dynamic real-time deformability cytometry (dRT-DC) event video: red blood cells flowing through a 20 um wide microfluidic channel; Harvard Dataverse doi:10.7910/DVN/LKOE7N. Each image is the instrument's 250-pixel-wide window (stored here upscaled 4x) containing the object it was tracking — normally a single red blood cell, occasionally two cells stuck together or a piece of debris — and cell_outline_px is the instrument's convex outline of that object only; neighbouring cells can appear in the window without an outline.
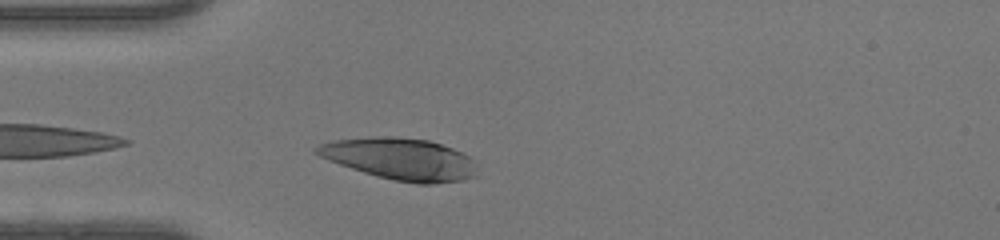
{"species": "human", "species_latin": "Homo sapiens", "temperature_condition": "warm", "stored_images_in_passage": 27, "camera_frame_rate_fps": 3000, "um_per_image_px": 0.085, "donor": {"sex": "female"}, "frame": {"image": 1, "passage_image": 2, "time_ms": 0.333, "image_size_px": [1000, 240], "cell_outline_px": [[476, 176], [464, 180], [432, 184], [416, 184], [396, 180], [364, 172], [328, 160], [312, 152], [312, 148], [320, 144], [336, 140], [376, 136], [384, 136], [428, 140], [464, 152], [476, 160]], "centroid_in_image_um": [34.06, 13.51], "position_along_channel_um": 50.9, "area_um2": 39.02}}
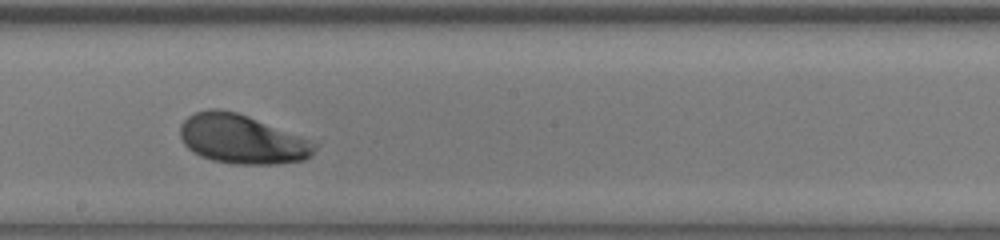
{"frame": {"image": 2, "passage_image": 15, "time_ms": 4.667, "image_size_px": [1000, 240], "cell_outline_px": [[320, 140], [312, 156], [304, 160], [276, 164], [232, 164], [212, 160], [200, 156], [192, 152], [184, 144], [180, 136], [180, 124], [188, 116], [196, 112], [208, 108], [220, 108], [236, 112]], "centroid_in_image_um": [20.66, 11.82], "position_along_channel_um": 227.5, "area_um2": 39.59}}
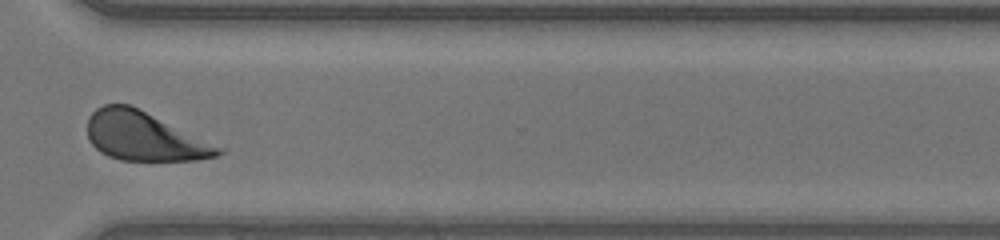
{"frame": {"image": 3, "passage_image": 24, "time_ms": 7.667, "image_size_px": [1000, 240], "cell_outline_px": [[224, 152], [220, 156], [200, 160], [120, 160], [108, 156], [100, 152], [88, 140], [88, 116], [96, 108], [104, 104], [128, 104], [224, 148]], "centroid_in_image_um": [12.25, 11.6], "position_along_channel_um": 358.3, "area_um2": 36.99}, "authors_computed_cell_mechanics": {"area_um2": 38.4948, "velocity_mm_per_s": 4.3441, "shape_relaxation_time_tau1_ms": 1.8145, "shape_relaxation_time_tau2_ms": null, "deformation_change_tau1": 0.1278, "deformation_change_tau2": null}}